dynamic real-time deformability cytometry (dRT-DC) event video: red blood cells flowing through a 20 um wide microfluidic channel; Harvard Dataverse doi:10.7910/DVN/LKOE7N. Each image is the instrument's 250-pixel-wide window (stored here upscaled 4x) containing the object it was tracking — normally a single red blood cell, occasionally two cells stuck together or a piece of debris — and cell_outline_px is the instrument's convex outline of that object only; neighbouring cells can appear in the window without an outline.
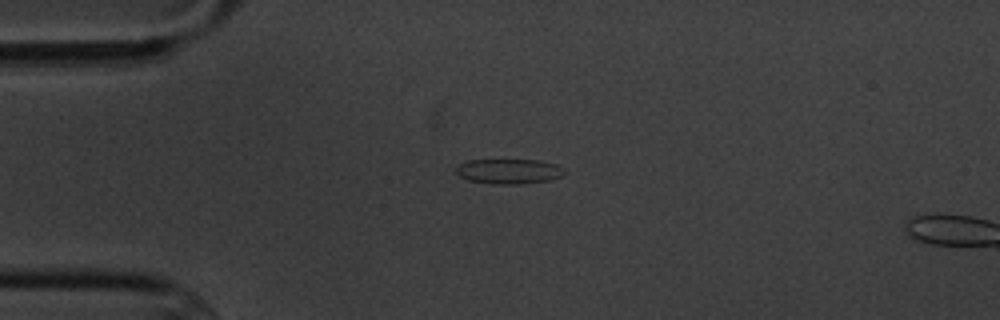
{"species": "common noctule bat (a hibernating species)", "species_latin": "Nyctalus noctula", "temperature_condition": "cold", "stored_images_in_passage": 4, "camera_frame_rate_fps": 3000, "um_per_image_px": 0.085, "animal": {"sex": "male", "body_mass_g": 20.1, "forearm_length_mm": 53.5}, "frame": {"image": 1, "passage_image": 3, "time_ms": 2.0, "image_size_px": [1000, 320], "cell_outline_px": [[564, 172], [560, 176], [548, 180], [520, 184], [492, 184], [468, 180], [460, 176], [456, 172], [456, 168], [460, 164], [468, 160], [540, 160], [556, 164], [564, 168]], "centroid_in_image_um": [43.25, 14.56], "position_along_channel_um": 41.8, "area_um2": 15.66}}